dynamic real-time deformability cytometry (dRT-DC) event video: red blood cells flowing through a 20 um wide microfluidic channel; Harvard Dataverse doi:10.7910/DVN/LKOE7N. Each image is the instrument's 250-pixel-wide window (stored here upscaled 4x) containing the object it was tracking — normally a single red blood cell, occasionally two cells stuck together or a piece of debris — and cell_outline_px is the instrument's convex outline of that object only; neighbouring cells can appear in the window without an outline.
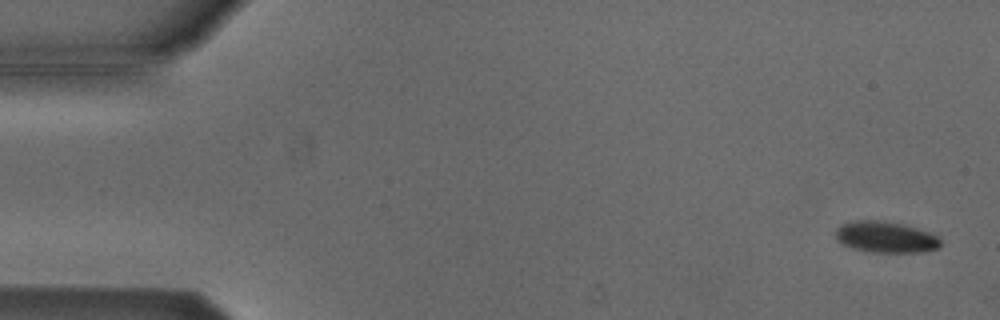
{"species": "Egyptian fruit bat (a non-hibernating species)", "species_latin": "Rousettus aegyptiacus", "temperature_condition": "cold", "stored_images_in_passage": 8, "camera_frame_rate_fps": 3000, "um_per_image_px": 0.085, "animal": {"sex": "male"}, "frame": {"image": 1, "passage_image": 1, "time_ms": 0.0, "image_size_px": [1000, 320], "cell_outline_px": [[940, 244], [936, 248], [924, 252], [872, 252], [852, 248], [836, 240], [836, 228], [840, 224], [856, 220], [880, 220], [904, 224], [928, 232], [936, 236], [940, 240]], "centroid_in_image_um": [75.24, 20.14], "position_along_channel_um": 9.8, "area_um2": 19.02}}
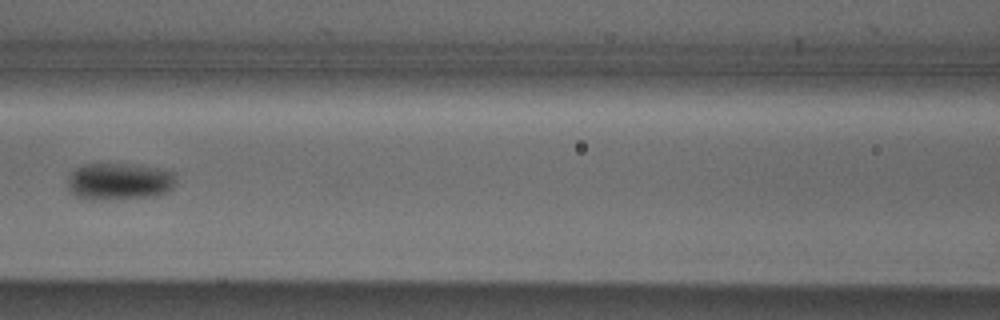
{"frame": {"image": 2, "passage_image": 7, "time_ms": 2.0, "image_size_px": [1000, 320], "cell_outline_px": [[176, 184], [168, 192], [156, 196], [96, 200], [92, 200], [76, 196], [68, 188], [68, 176], [76, 168], [84, 164], [140, 164], [160, 168], [176, 172]], "centroid_in_image_um": [10.2, 15.41], "position_along_channel_um": 156.4, "area_um2": 23.76}}
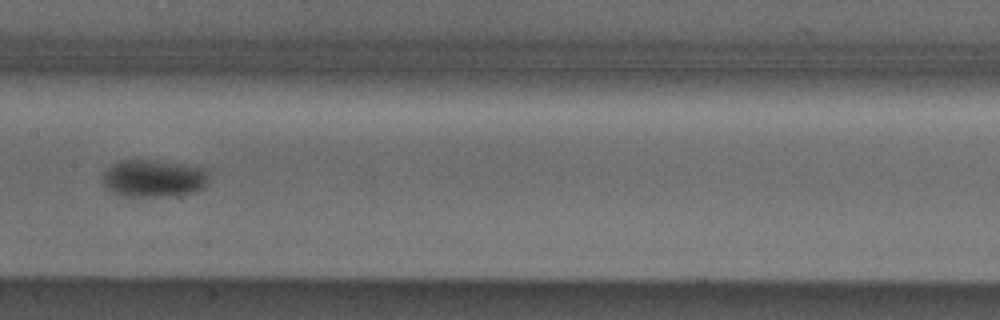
{"frame": {"image": 3, "passage_image": 8, "time_ms": 2.333, "image_size_px": [1000, 320], "cell_outline_px": [[208, 184], [204, 188], [196, 192], [168, 196], [124, 196], [112, 192], [104, 184], [104, 172], [112, 164], [120, 160], [148, 160], [180, 164], [204, 168], [208, 180]], "centroid_in_image_um": [13.07, 15.17], "position_along_channel_um": 194.3, "area_um2": 22.89}}